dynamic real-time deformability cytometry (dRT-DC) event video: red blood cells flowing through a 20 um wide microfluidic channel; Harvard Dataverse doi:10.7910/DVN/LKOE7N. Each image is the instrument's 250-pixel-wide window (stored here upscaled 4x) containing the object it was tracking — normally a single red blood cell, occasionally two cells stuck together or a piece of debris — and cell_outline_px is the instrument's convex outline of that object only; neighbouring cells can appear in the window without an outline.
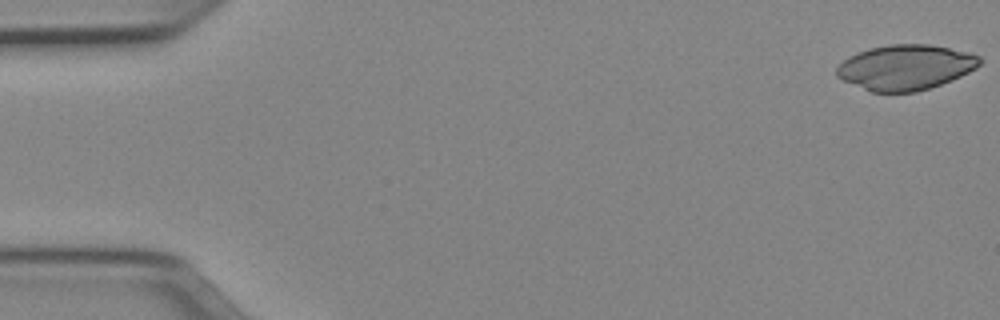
{"species": "Egyptian fruit bat (a non-hibernating species)", "species_latin": "Rousettus aegyptiacus", "temperature_condition": "cold", "stored_images_in_passage": 51, "camera_frame_rate_fps": 3000, "um_per_image_px": 0.085, "animal": {"sex": "female"}, "frame": {"image": 1, "passage_image": 1, "time_ms": 0.0, "image_size_px": [1000, 320], "cell_outline_px": [[984, 60], [976, 68], [952, 80], [916, 92], [872, 92], [844, 80], [836, 76], [836, 68], [848, 56], [868, 48], [892, 44], [928, 44], [968, 52], [980, 56]], "centroid_in_image_um": [76.98, 5.71], "position_along_channel_um": 8.0, "area_um2": 37.51}}